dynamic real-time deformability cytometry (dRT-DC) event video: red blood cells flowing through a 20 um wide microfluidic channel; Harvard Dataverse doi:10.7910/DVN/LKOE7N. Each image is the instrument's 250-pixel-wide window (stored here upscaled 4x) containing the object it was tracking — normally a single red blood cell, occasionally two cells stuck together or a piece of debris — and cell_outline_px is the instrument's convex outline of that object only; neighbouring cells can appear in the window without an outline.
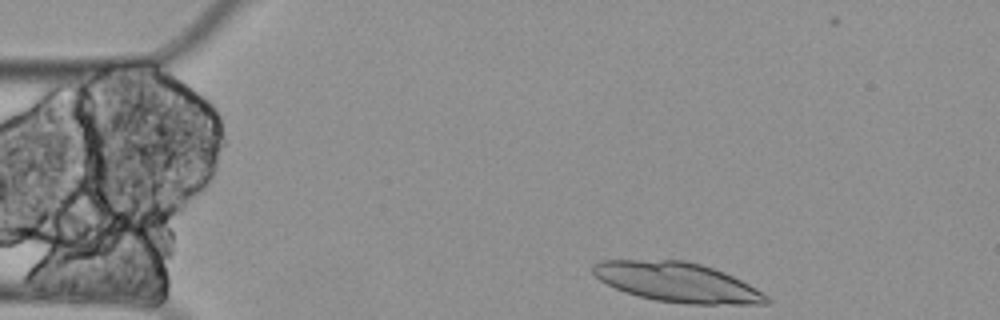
{"species": "Egyptian fruit bat (a non-hibernating species)", "species_latin": "Rousettus aegyptiacus", "temperature_condition": "cold", "stored_images_in_passage": 6, "camera_frame_rate_fps": 3000, "um_per_image_px": 0.085, "animal": {"sex": "female"}, "frame": {"image": 1, "passage_image": 6, "time_ms": 1.667, "image_size_px": [1000, 320], "cell_outline_px": [[772, 300], [768, 304], [688, 304], [656, 300], [624, 292], [600, 280], [592, 272], [592, 264], [600, 260], [688, 260], [724, 272], [764, 292]], "centroid_in_image_um": [57.58, 23.99], "position_along_channel_um": 27.4, "area_um2": 40.0}}